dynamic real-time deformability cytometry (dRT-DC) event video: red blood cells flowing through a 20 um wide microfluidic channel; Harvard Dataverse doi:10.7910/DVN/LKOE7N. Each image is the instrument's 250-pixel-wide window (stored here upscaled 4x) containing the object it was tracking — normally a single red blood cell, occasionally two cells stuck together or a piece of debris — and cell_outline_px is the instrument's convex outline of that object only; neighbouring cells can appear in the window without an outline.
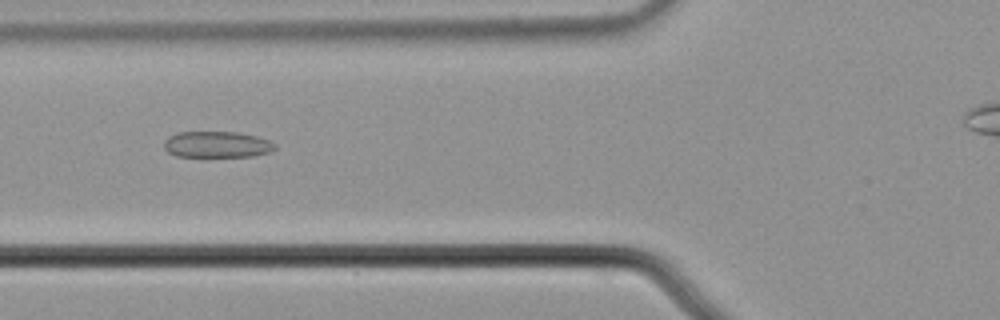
{"species": "common noctule bat (a hibernating species)", "species_latin": "Nyctalus noctula", "temperature_condition": "cold", "stored_images_in_passage": 51, "camera_frame_rate_fps": 3000, "um_per_image_px": 0.085, "animal": {"sex": "male", "body_mass_g": 21.5, "forearm_length_mm": 52.0}, "frame": {"image": 1, "passage_image": 22, "time_ms": 7.0, "image_size_px": [1000, 320], "cell_outline_px": [[276, 148], [268, 152], [252, 156], [176, 156], [168, 152], [164, 148], [164, 140], [168, 136], [176, 132], [240, 132], [256, 136], [268, 140], [276, 144]], "centroid_in_image_um": [18.41, 12.27], "position_along_channel_um": 107.4, "area_um2": 16.94}}
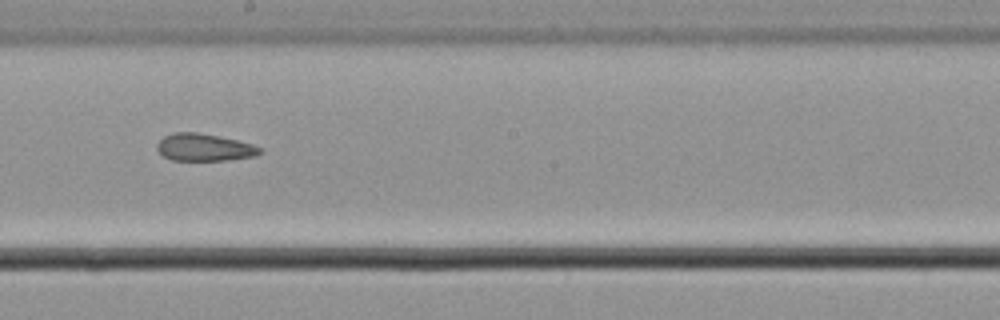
{"frame": {"image": 2, "passage_image": 32, "time_ms": 10.333, "image_size_px": [1000, 320], "cell_outline_px": [[264, 152], [256, 156], [228, 160], [172, 160], [164, 156], [156, 148], [156, 144], [164, 136], [172, 132], [196, 132], [236, 140], [252, 144], [264, 148]], "centroid_in_image_um": [17.39, 12.53], "position_along_channel_um": 230.8, "area_um2": 16.42}}
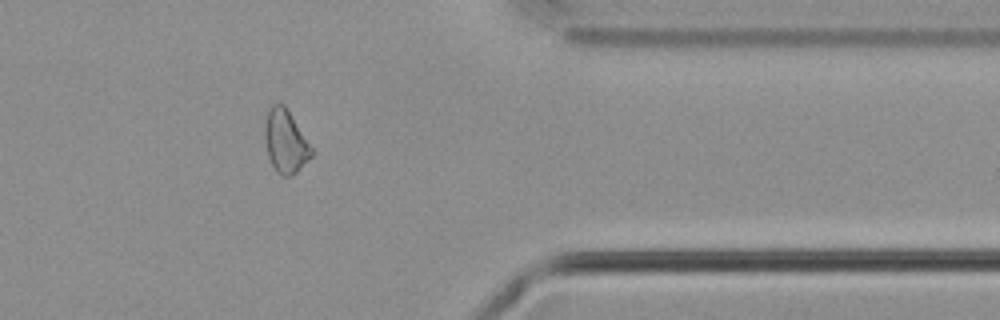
{"frame": {"image": 3, "passage_image": 46, "time_ms": 15.0, "image_size_px": [1000, 320], "cell_outline_px": [[316, 152], [296, 172], [288, 176], [284, 176], [276, 172], [268, 156], [264, 140], [264, 128], [268, 108], [272, 104], [284, 104]], "centroid_in_image_um": [24.27, 12.01], "position_along_channel_um": 387.1, "area_um2": 17.28}, "authors_computed_cell_mechanics": {"area_um2": 17.6868, "velocity_mm_per_s": 3.7001, "shape_relaxation_time_tau1_ms": null, "shape_relaxation_time_tau2_ms": 4.5189, "deformation_change_tau1": null, "deformation_change_tau2": 0.1172}}